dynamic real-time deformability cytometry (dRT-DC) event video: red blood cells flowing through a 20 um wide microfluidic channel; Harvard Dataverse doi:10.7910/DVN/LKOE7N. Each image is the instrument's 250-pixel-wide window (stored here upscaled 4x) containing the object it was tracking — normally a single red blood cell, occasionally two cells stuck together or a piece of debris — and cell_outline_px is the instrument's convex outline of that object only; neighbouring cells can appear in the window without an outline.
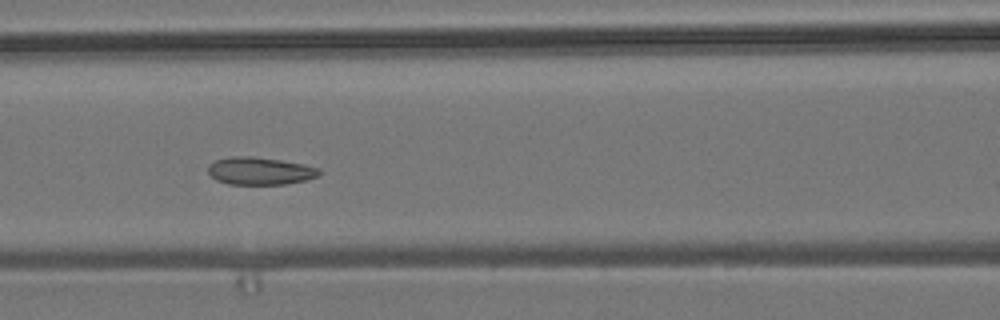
{"species": "common noctule bat (a hibernating species)", "species_latin": "Nyctalus noctula", "temperature_condition": "room temperature", "stored_images_in_passage": 9, "camera_frame_rate_fps": 3000, "um_per_image_px": 0.085, "animal": {"sex": "male", "body_mass_g": 19.2, "forearm_length_mm": 51.8}, "frame": {"image": 1, "passage_image": 8, "time_ms": 2.333, "image_size_px": [1000, 320], "cell_outline_px": [[320, 176], [304, 180], [284, 184], [228, 184], [216, 180], [208, 172], [208, 164], [216, 160], [228, 156], [252, 156], [280, 160], [304, 164], [320, 168]], "centroid_in_image_um": [22.08, 14.52], "position_along_channel_um": 144.5, "area_um2": 17.92}}
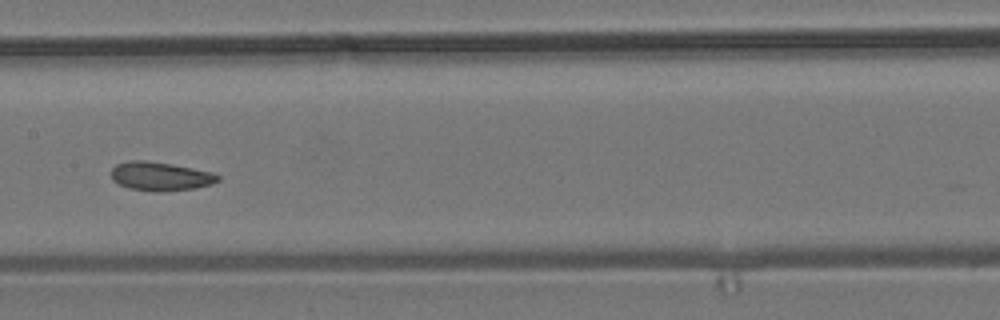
{"frame": {"image": 2, "passage_image": 9, "time_ms": 2.667, "image_size_px": [1000, 320], "cell_outline_px": [[220, 180], [212, 184], [196, 188], [156, 192], [128, 188], [112, 180], [112, 168], [116, 164], [132, 160], [148, 160], [172, 164], [212, 172], [220, 176]], "centroid_in_image_um": [13.64, 14.98], "position_along_channel_um": 193.8, "area_um2": 17.92}}